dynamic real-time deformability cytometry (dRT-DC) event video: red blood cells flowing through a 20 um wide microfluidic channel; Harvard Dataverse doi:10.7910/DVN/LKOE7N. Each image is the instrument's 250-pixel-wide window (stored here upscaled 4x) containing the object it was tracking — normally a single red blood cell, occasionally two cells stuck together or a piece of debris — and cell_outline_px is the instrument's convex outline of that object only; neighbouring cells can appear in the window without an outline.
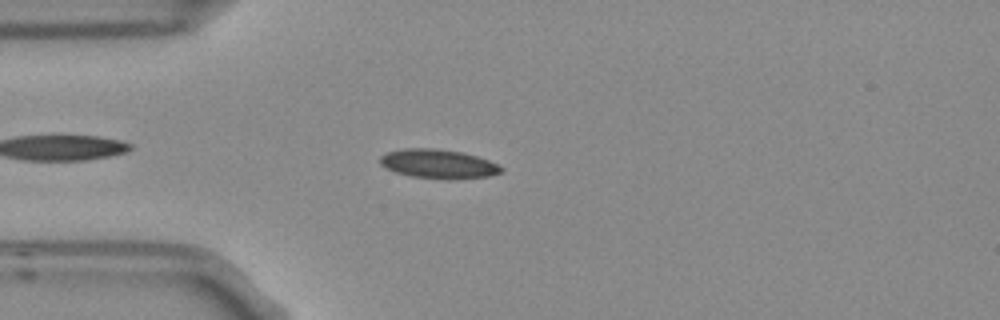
{"species": "Egyptian fruit bat (a non-hibernating species)", "species_latin": "Rousettus aegyptiacus", "temperature_condition": "room temperature", "stored_images_in_passage": 4, "camera_frame_rate_fps": 3000, "um_per_image_px": 0.085, "frame": {"image": 1, "passage_image": 3, "time_ms": 0.667, "image_size_px": [1000, 320], "cell_outline_px": [[504, 172], [488, 176], [452, 180], [448, 180], [412, 176], [396, 172], [384, 168], [380, 164], [380, 156], [384, 152], [404, 148], [432, 148], [464, 152], [488, 160], [504, 168]], "centroid_in_image_um": [37.24, 13.93], "position_along_channel_um": 47.8, "area_um2": 20.81}}